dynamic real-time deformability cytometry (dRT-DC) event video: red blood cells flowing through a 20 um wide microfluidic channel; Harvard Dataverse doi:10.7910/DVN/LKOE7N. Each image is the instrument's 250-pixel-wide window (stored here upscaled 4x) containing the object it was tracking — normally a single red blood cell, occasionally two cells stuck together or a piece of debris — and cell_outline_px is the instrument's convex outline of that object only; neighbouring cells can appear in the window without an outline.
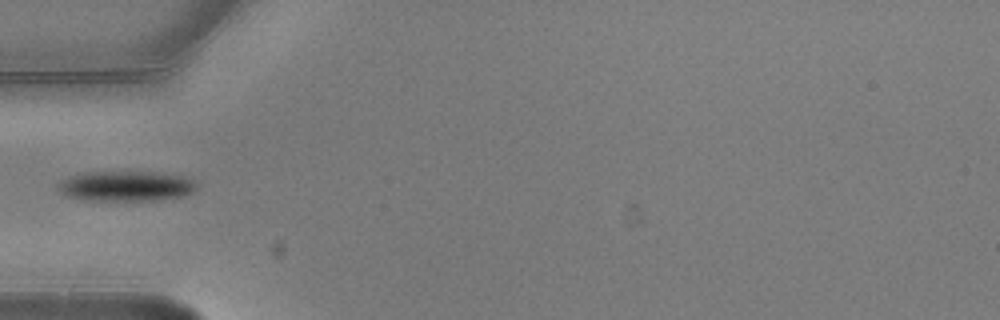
{"species": "common noctule bat (a hibernating species)", "species_latin": "Nyctalus noctula", "temperature_condition": "warm", "stored_images_in_passage": 4, "camera_frame_rate_fps": 3000, "um_per_image_px": 0.085, "animal": {"sex": "male", "body_mass_g": 20.5, "forearm_length_mm": 52.5}, "frame": {"image": 1, "passage_image": 4, "time_ms": 1.0, "image_size_px": [1000, 320], "cell_outline_px": [[196, 188], [192, 192], [184, 196], [160, 200], [88, 200], [68, 196], [60, 188], [60, 184], [64, 180], [72, 176], [88, 172], [152, 172], [184, 176], [192, 180], [196, 184]], "centroid_in_image_um": [10.81, 15.82], "position_along_channel_um": 74.2, "area_um2": 23.81}}